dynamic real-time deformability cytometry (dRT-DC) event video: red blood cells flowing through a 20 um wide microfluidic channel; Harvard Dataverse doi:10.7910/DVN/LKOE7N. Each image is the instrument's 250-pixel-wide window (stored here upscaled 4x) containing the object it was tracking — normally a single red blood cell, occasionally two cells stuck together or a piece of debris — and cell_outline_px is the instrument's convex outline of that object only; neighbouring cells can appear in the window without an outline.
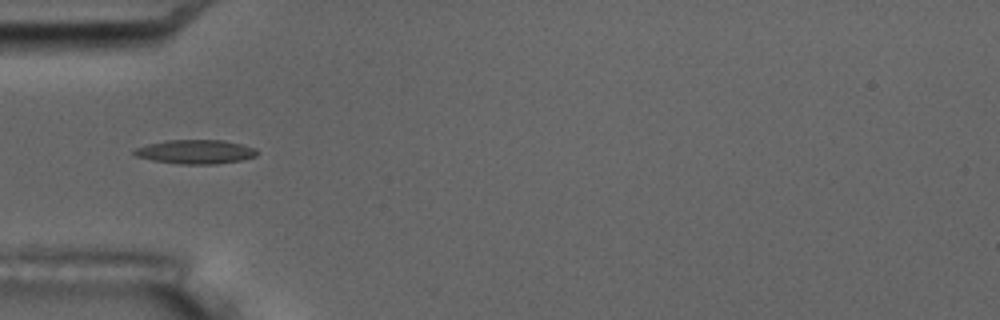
{"species": "common noctule bat (a hibernating species)", "species_latin": "Nyctalus noctula", "temperature_condition": "room temperature", "stored_images_in_passage": 17, "camera_frame_rate_fps": 3000, "um_per_image_px": 0.085, "animal": {"sex": "male", "body_mass_g": 17.5, "forearm_length_mm": 52.3}, "frame": {"image": 1, "passage_image": 6, "time_ms": 6.0, "image_size_px": [1000, 320], "cell_outline_px": [[256, 156], [240, 160], [216, 164], [180, 164], [152, 160], [136, 156], [132, 152], [136, 148], [148, 144], [168, 140], [224, 140], [256, 148]], "centroid_in_image_um": [16.61, 12.9], "position_along_channel_um": 68.4, "area_um2": 17.05}, "authors_computed_cell_mechanics": {"area_um2": 15.4326, "velocity_mm_per_s": 3.4681, "shape_relaxation_time_tau1_ms": null, "shape_relaxation_time_tau2_ms": 3.6115, "deformation_change_tau1": null, "deformation_change_tau2": 0.1}}